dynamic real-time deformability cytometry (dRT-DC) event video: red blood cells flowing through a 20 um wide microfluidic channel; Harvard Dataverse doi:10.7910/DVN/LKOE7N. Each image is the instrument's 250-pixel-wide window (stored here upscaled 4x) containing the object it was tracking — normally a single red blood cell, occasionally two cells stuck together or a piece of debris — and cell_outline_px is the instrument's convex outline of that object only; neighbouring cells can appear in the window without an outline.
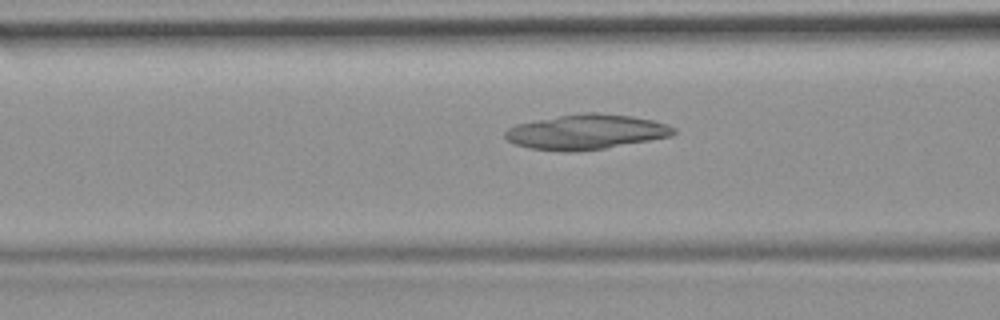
{"species": "common noctule bat (a hibernating species)", "species_latin": "Nyctalus noctula", "temperature_condition": "room temperature", "stored_images_in_passage": 50, "camera_frame_rate_fps": 3000, "um_per_image_px": 0.085, "animal": {"sex": "female", "body_mass_g": 19.9}, "frame": {"image": 1, "passage_image": 18, "time_ms": 5.667, "image_size_px": [1000, 320], "cell_outline_px": [[676, 132], [672, 136], [604, 148], [572, 152], [560, 152], [528, 148], [516, 144], [508, 140], [504, 136], [504, 132], [508, 128], [516, 124], [536, 120], [584, 112], [596, 112], [632, 116], [652, 120], [668, 124], [676, 128]], "centroid_in_image_um": [49.82, 11.21], "position_along_channel_um": 116.8, "area_um2": 34.33}}
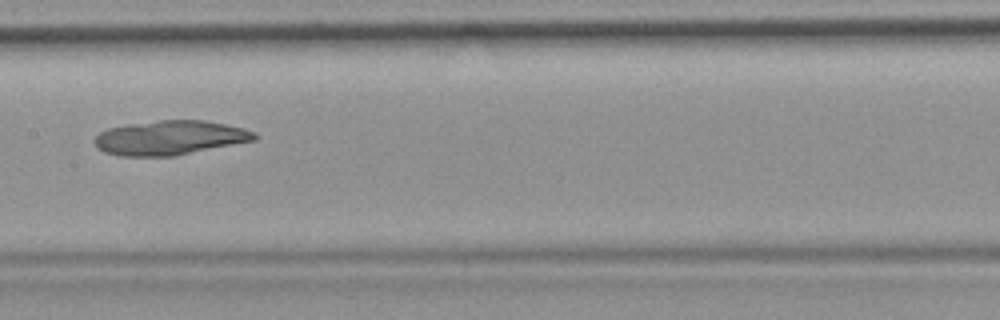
{"frame": {"image": 2, "passage_image": 24, "time_ms": 7.667, "image_size_px": [1000, 320], "cell_outline_px": [[260, 136], [256, 140], [176, 156], [120, 156], [104, 152], [96, 148], [96, 136], [100, 132], [108, 128], [128, 124], [160, 120], [204, 120], [244, 128], [256, 132]], "centroid_in_image_um": [14.48, 11.71], "position_along_channel_um": 192.9, "area_um2": 32.19}}
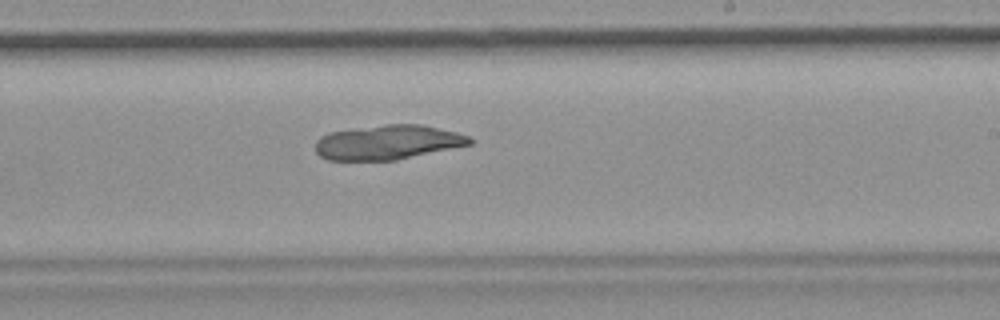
{"frame": {"image": 3, "passage_image": 29, "time_ms": 9.333, "image_size_px": [1000, 320], "cell_outline_px": [[476, 140], [472, 144], [396, 160], [328, 160], [320, 156], [316, 152], [316, 140], [320, 136], [328, 132], [384, 124], [424, 124], [456, 132], [468, 136]], "centroid_in_image_um": [32.97, 12.09], "position_along_channel_um": 256.0, "area_um2": 31.21}}